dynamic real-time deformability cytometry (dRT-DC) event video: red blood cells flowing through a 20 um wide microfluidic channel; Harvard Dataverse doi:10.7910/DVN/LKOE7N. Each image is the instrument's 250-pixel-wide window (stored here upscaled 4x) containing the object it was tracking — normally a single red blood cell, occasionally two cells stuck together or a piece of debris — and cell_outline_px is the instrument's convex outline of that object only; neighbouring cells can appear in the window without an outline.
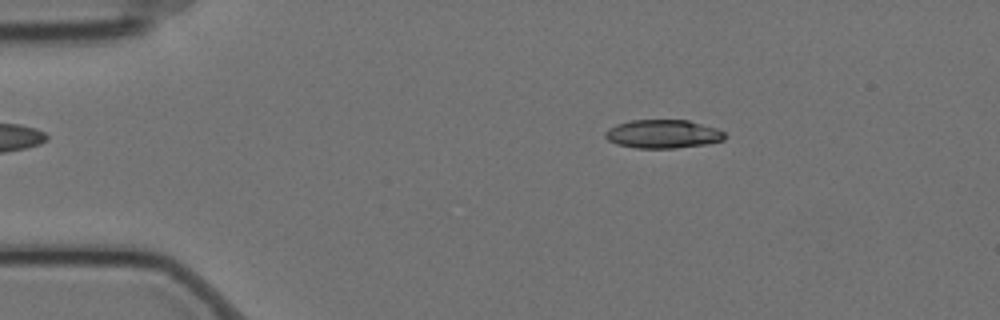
{"species": "Egyptian fruit bat (a non-hibernating species)", "species_latin": "Rousettus aegyptiacus", "temperature_condition": "cold", "stored_images_in_passage": 57, "camera_frame_rate_fps": 3000, "um_per_image_px": 0.085, "animal": {"sex": "female"}, "frame": {"image": 1, "passage_image": 9, "time_ms": 2.667, "image_size_px": [1000, 320], "cell_outline_px": [[724, 140], [708, 144], [676, 148], [636, 148], [616, 144], [608, 140], [604, 136], [604, 132], [608, 128], [616, 124], [632, 120], [688, 120], [716, 128], [724, 132]], "centroid_in_image_um": [56.32, 11.39], "position_along_channel_um": 28.7, "area_um2": 19.94}}
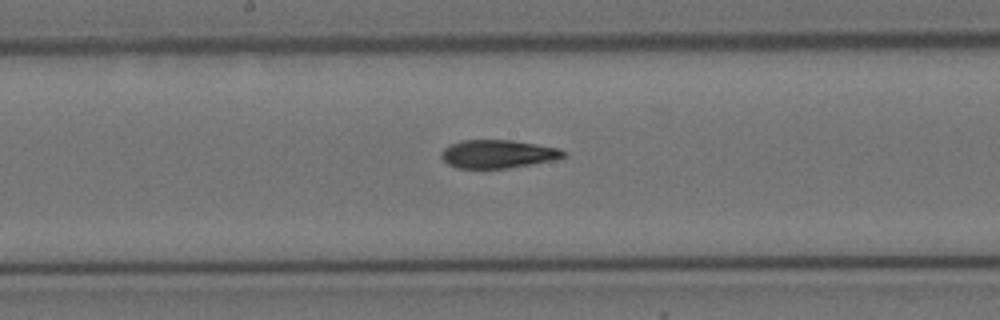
{"frame": {"image": 2, "passage_image": 29, "time_ms": 9.333, "image_size_px": [1000, 320], "cell_outline_px": [[568, 156], [552, 160], [508, 168], [456, 168], [448, 164], [440, 156], [444, 148], [448, 144], [460, 140], [512, 140], [560, 148]], "centroid_in_image_um": [42.29, 13.08], "position_along_channel_um": 205.9, "area_um2": 20.11}}
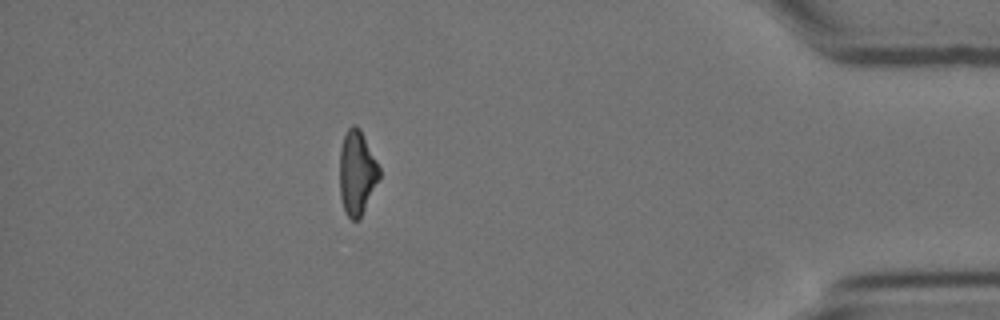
{"frame": {"image": 3, "passage_image": 50, "time_ms": 16.333, "image_size_px": [1000, 320], "cell_outline_px": [[380, 176], [360, 220], [352, 220], [344, 212], [340, 196], [340, 148], [344, 136], [348, 128], [352, 124], [356, 124], [360, 128], [380, 168]], "centroid_in_image_um": [30.33, 14.69], "position_along_channel_um": 404.9, "area_um2": 19.54}, "authors_computed_cell_mechanics": {"area_um2": 20.4034, "velocity_mm_per_s": 3.5067, "shape_relaxation_time_tau1_ms": 4.7474, "shape_relaxation_time_tau2_ms": 5.9334, "deformation_change_tau1": 0.172, "deformation_change_tau2": 0.1419}}